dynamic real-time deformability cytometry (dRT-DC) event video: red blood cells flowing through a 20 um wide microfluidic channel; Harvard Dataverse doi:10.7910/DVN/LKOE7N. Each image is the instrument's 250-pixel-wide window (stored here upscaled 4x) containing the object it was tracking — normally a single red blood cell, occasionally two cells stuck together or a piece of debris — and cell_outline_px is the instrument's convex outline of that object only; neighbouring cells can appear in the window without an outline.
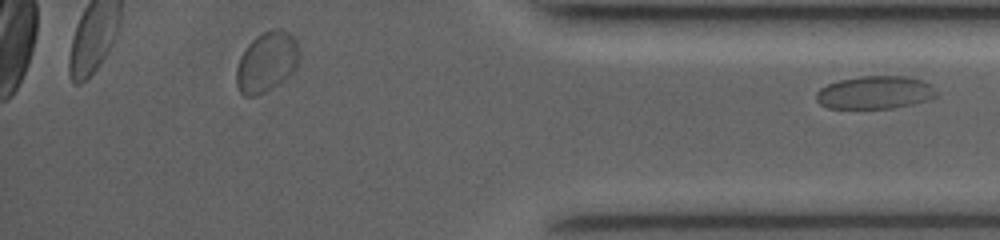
{"species": "common noctule bat (a hibernating species)", "species_latin": "Nyctalus noctula", "temperature_condition": "room temperature", "stored_images_in_passage": 38, "segment_of_instrument_passage": [2, 2], "camera_frame_rate_fps": 4000, "um_per_image_px": 0.085, "animal": {"sex": "female", "body_mass_g": 19.0, "forearm_length_mm": 53.3}, "frame": {"image": 1, "passage_image": 38, "time_ms": 9.25, "image_size_px": [1000, 240], "cell_outline_px": [[936, 96], [928, 100], [912, 104], [892, 108], [828, 108], [820, 104], [816, 100], [816, 92], [820, 88], [828, 84], [840, 80], [860, 76], [904, 76], [920, 80], [928, 84], [936, 92]], "centroid_in_image_um": [74.32, 7.87], "position_along_channel_um": 360.9, "area_um2": 22.83}}